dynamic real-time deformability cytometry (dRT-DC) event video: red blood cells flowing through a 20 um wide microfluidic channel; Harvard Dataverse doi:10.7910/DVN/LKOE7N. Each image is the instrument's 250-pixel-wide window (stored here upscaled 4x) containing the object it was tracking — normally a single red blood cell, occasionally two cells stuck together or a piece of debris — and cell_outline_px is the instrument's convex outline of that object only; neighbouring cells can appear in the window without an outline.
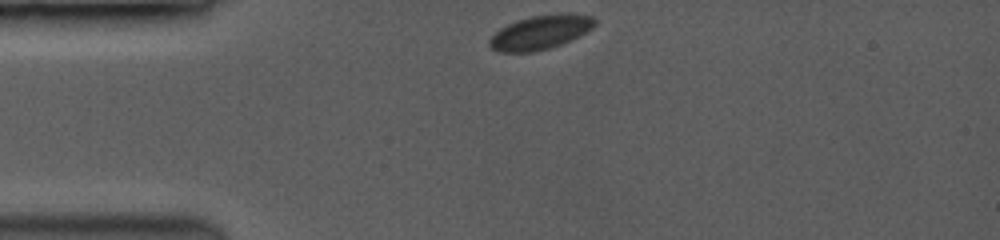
{"species": "common noctule bat (a hibernating species)", "species_latin": "Nyctalus noctula", "temperature_condition": "room temperature", "stored_images_in_passage": 6, "camera_frame_rate_fps": 3500, "um_per_image_px": 0.085, "animal": {"sex": "female", "body_mass_g": 19.0, "forearm_length_mm": 53.3}, "frame": {"image": 1, "passage_image": 1, "time_ms": 0.0, "image_size_px": [1000, 240], "cell_outline_px": [[596, 24], [592, 28], [560, 44], [548, 48], [532, 52], [500, 52], [492, 48], [488, 44], [488, 40], [500, 28], [516, 20], [532, 16], [560, 12], [564, 12], [592, 16], [596, 20]], "centroid_in_image_um": [45.91, 2.72], "position_along_channel_um": 39.1, "area_um2": 20.75}}
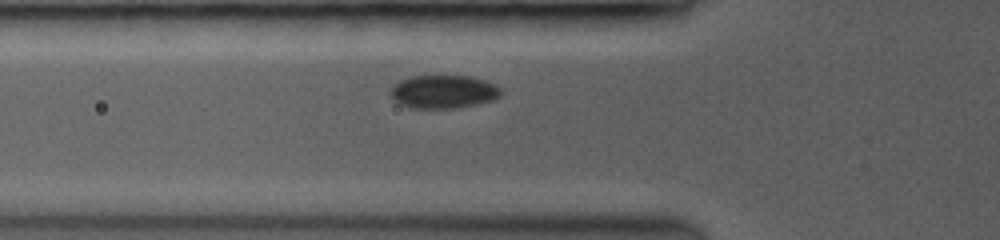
{"frame": {"image": 2, "passage_image": 5, "time_ms": 2.0, "image_size_px": [1000, 240], "cell_outline_px": [[500, 96], [492, 100], [452, 108], [416, 108], [400, 104], [392, 96], [392, 88], [400, 80], [412, 76], [472, 76], [484, 80], [500, 88]], "centroid_in_image_um": [37.69, 7.78], "position_along_channel_um": 88.1, "area_um2": 20.81}}